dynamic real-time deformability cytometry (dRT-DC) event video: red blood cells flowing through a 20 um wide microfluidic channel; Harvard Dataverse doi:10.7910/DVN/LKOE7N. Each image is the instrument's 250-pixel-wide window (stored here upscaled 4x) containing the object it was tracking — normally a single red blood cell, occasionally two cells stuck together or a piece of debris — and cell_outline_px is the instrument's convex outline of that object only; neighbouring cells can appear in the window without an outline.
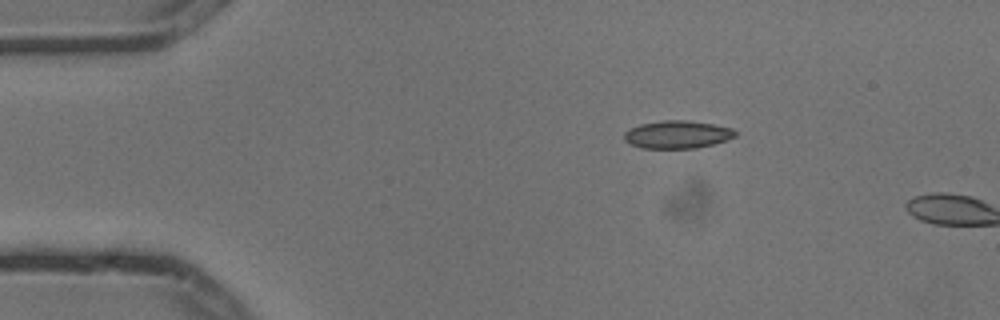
{"species": "common noctule bat (a hibernating species)", "species_latin": "Nyctalus noctula", "temperature_condition": "cold", "stored_images_in_passage": 2, "camera_frame_rate_fps": 3000, "um_per_image_px": 0.085, "animal": {"sex": "male", "body_mass_g": 13.3}, "frame": {"image": 1, "passage_image": 1, "time_ms": 0.0, "image_size_px": [1000, 320], "cell_outline_px": [[736, 136], [728, 140], [696, 148], [640, 148], [624, 140], [624, 132], [628, 128], [640, 124], [664, 120], [684, 120], [712, 124], [732, 128], [736, 132]], "centroid_in_image_um": [57.55, 11.43], "position_along_channel_um": 27.4, "area_um2": 17.98}}